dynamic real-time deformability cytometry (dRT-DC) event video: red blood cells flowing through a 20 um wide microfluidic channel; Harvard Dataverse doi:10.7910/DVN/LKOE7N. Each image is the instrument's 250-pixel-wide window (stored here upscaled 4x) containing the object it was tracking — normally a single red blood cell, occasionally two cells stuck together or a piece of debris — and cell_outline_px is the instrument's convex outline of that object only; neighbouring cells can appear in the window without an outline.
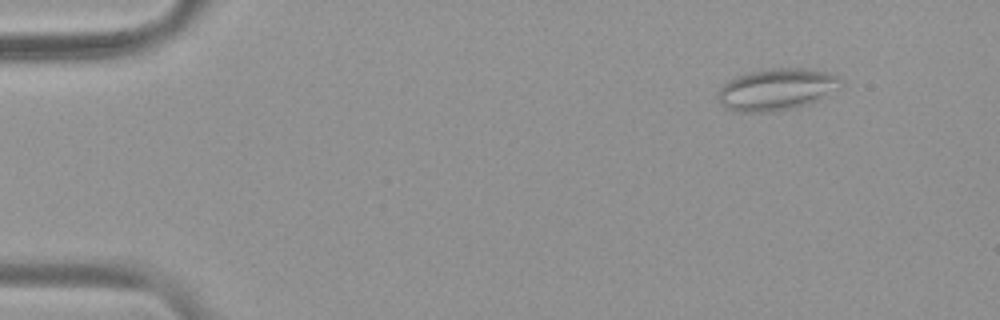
{"species": "common noctule bat (a hibernating species)", "species_latin": "Nyctalus noctula", "temperature_condition": "warm", "stored_images_in_passage": 52, "camera_frame_rate_fps": 3000, "um_per_image_px": 0.085, "animal": {"sex": "female", "body_mass_g": 19.9}, "frame": {"image": 1, "passage_image": 4, "time_ms": 1.0, "image_size_px": [1000, 320], "cell_outline_px": [[844, 84], [840, 88], [820, 100], [808, 104], [792, 108], [772, 112], [736, 112], [724, 108], [720, 104], [716, 96], [716, 92], [728, 80], [736, 76], [748, 72], [768, 68], [808, 68], [828, 72], [840, 76]], "centroid_in_image_um": [66.02, 7.6], "position_along_channel_um": 19.0, "area_um2": 30.69}}
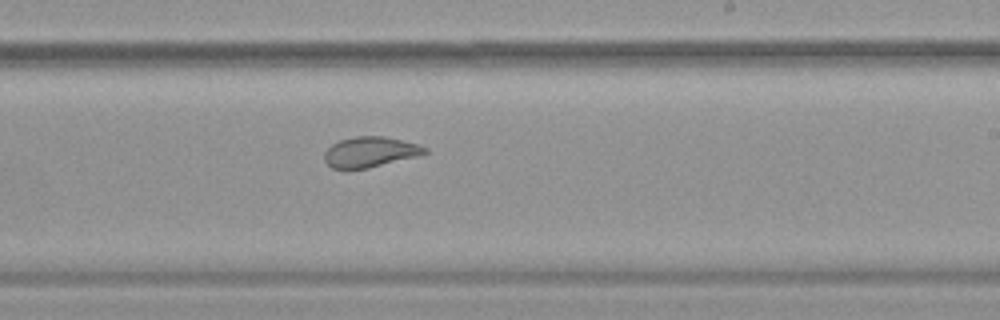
{"frame": {"image": 2, "passage_image": 31, "time_ms": 10.0, "image_size_px": [1000, 320], "cell_outline_px": [[428, 152], [420, 156], [368, 168], [348, 172], [344, 172], [332, 168], [324, 160], [324, 152], [332, 144], [340, 140], [356, 136], [380, 136], [400, 140], [416, 144], [428, 148]], "centroid_in_image_um": [31.41, 12.97], "position_along_channel_um": 257.6, "area_um2": 18.21}}
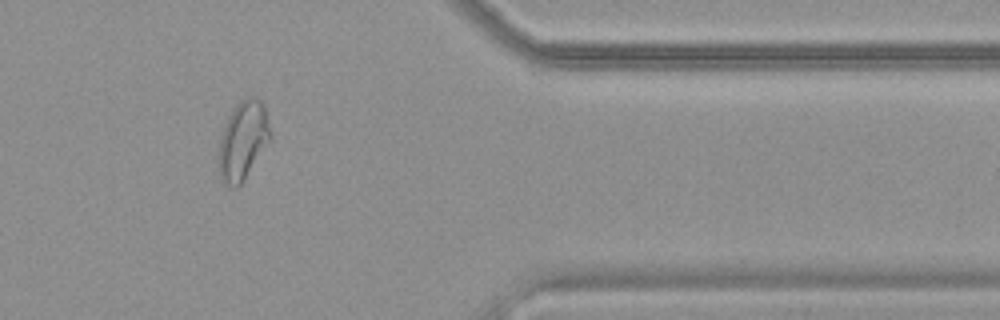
{"frame": {"image": 3, "passage_image": 43, "time_ms": 14.0, "image_size_px": [1000, 320], "cell_outline_px": [[272, 140], [244, 180], [236, 188], [232, 188], [220, 176], [220, 140], [224, 124], [232, 108], [240, 100], [248, 96], [256, 96], [264, 104], [272, 132]], "centroid_in_image_um": [20.71, 11.88], "position_along_channel_um": 390.7, "area_um2": 23.87}, "authors_computed_cell_mechanics": {"area_um2": 23.8136, "velocity_mm_per_s": 3.7785, "shape_relaxation_time_tau1_ms": null, "shape_relaxation_time_tau2_ms": 0.9401, "deformation_change_tau1": null, "deformation_change_tau2": 0.0724}}